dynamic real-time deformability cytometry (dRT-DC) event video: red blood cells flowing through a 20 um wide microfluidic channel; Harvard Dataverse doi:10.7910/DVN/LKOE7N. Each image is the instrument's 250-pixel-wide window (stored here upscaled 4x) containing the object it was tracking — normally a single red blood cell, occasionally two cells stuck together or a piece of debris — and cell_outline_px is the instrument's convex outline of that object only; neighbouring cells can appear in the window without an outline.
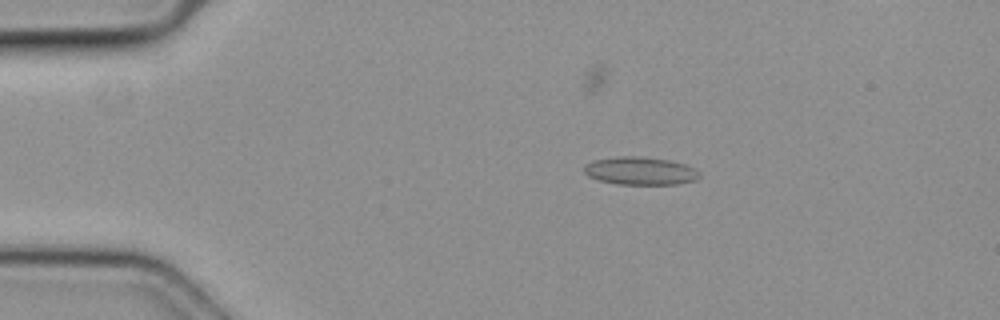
{"species": "common noctule bat (a hibernating species)", "species_latin": "Nyctalus noctula", "temperature_condition": "cold", "stored_images_in_passage": 48, "camera_frame_rate_fps": 3000, "um_per_image_px": 0.085, "animal": {"sex": "female", "body_mass_g": 19.3, "forearm_length_mm": 54.1}, "frame": {"image": 1, "passage_image": 9, "time_ms": 2.667, "image_size_px": [1000, 320], "cell_outline_px": [[700, 176], [696, 180], [676, 184], [616, 184], [600, 180], [588, 176], [584, 172], [584, 164], [592, 160], [616, 156], [640, 156], [668, 160], [684, 164], [700, 172]], "centroid_in_image_um": [54.38, 14.52], "position_along_channel_um": 30.6, "area_um2": 18.79}}
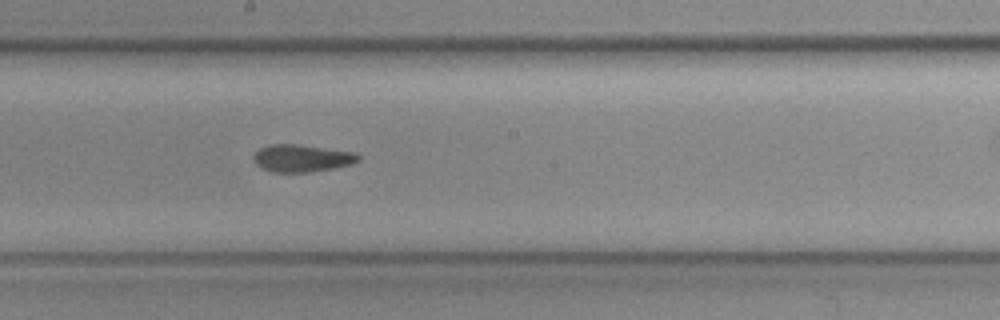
{"frame": {"image": 2, "passage_image": 27, "time_ms": 8.667, "image_size_px": [1000, 320], "cell_outline_px": [[360, 160], [352, 164], [336, 168], [312, 172], [272, 172], [256, 164], [252, 160], [252, 156], [260, 148], [272, 144], [296, 144], [356, 152], [360, 156]], "centroid_in_image_um": [25.68, 13.45], "position_along_channel_um": 222.5, "area_um2": 16.82}}
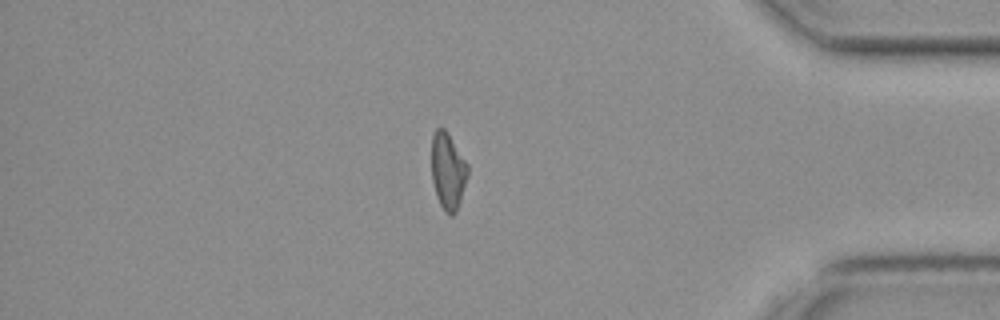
{"frame": {"image": 3, "passage_image": 42, "time_ms": 13.667, "image_size_px": [1000, 320], "cell_outline_px": [[468, 176], [456, 212], [452, 216], [448, 216], [444, 212], [436, 196], [432, 180], [432, 136], [436, 128], [444, 128], [448, 132], [468, 164]], "centroid_in_image_um": [38.07, 14.55], "position_along_channel_um": 397.1, "area_um2": 16.3}}